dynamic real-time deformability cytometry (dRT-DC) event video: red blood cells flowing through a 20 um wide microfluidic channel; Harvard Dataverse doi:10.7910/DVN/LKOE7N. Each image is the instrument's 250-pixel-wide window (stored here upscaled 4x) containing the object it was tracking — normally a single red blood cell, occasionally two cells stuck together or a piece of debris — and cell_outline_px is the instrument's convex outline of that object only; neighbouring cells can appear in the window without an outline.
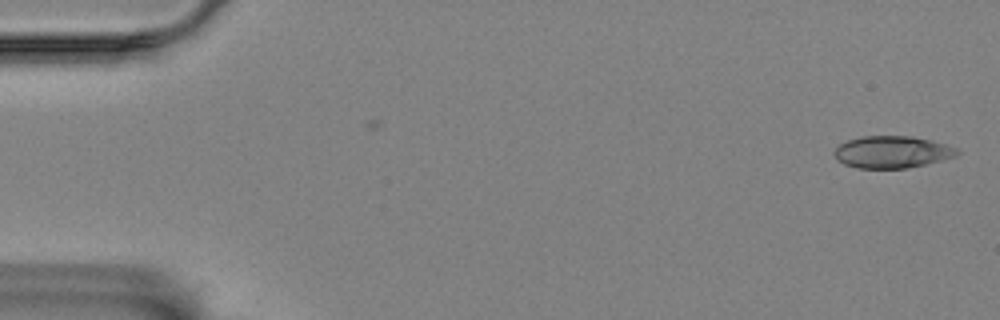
{"species": "Egyptian fruit bat (a non-hibernating species)", "species_latin": "Rousettus aegyptiacus", "temperature_condition": "room temperature", "stored_images_in_passage": 57, "camera_frame_rate_fps": 3000, "um_per_image_px": 0.085, "animal": {"sex": "female"}, "frame": {"image": 1, "passage_image": 1, "time_ms": 0.0, "image_size_px": [1000, 320], "cell_outline_px": [[960, 152], [956, 156], [908, 168], [856, 168], [844, 164], [832, 152], [840, 144], [848, 140], [860, 136], [912, 136], [944, 144], [956, 148]], "centroid_in_image_um": [75.8, 12.92], "position_along_channel_um": 9.2, "area_um2": 22.66}}
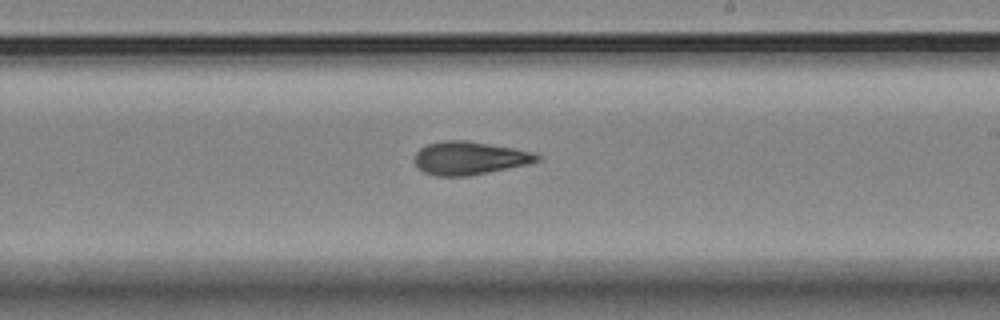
{"frame": {"image": 2, "passage_image": 33, "time_ms": 10.667, "image_size_px": [1000, 320], "cell_outline_px": [[540, 160], [528, 164], [468, 176], [436, 176], [424, 172], [416, 164], [416, 152], [420, 148], [428, 144], [444, 140], [464, 140], [512, 148], [532, 152], [540, 156]], "centroid_in_image_um": [39.9, 13.44], "position_along_channel_um": 249.1, "area_um2": 23.29}}
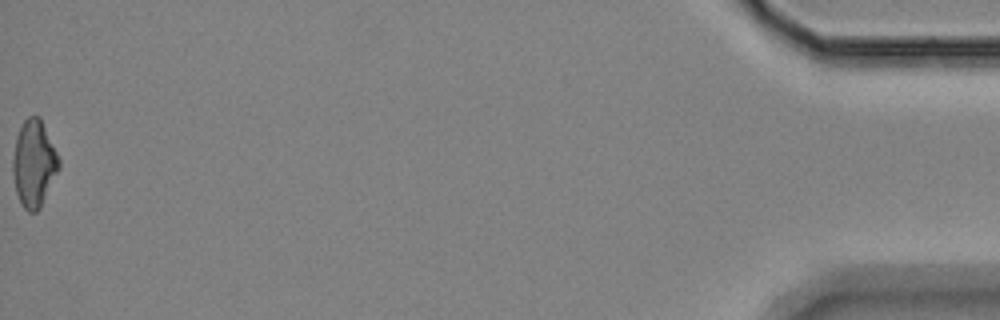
{"frame": {"image": 3, "passage_image": 57, "time_ms": 18.667, "image_size_px": [1000, 320], "cell_outline_px": [[60, 168], [40, 208], [36, 212], [28, 212], [20, 204], [16, 192], [12, 172], [12, 160], [16, 136], [24, 120], [28, 116], [40, 116], [60, 160]], "centroid_in_image_um": [2.88, 13.92], "position_along_channel_um": 432.3, "area_um2": 23.41}, "authors_computed_cell_mechanics": {"area_um2": 23.2356, "velocity_mm_per_s": 3.4802, "shape_relaxation_time_tau1_ms": 8.1289, "shape_relaxation_time_tau2_ms": 3.7831, "deformation_change_tau1": 0.1909, "deformation_change_tau2": 0.1234}}